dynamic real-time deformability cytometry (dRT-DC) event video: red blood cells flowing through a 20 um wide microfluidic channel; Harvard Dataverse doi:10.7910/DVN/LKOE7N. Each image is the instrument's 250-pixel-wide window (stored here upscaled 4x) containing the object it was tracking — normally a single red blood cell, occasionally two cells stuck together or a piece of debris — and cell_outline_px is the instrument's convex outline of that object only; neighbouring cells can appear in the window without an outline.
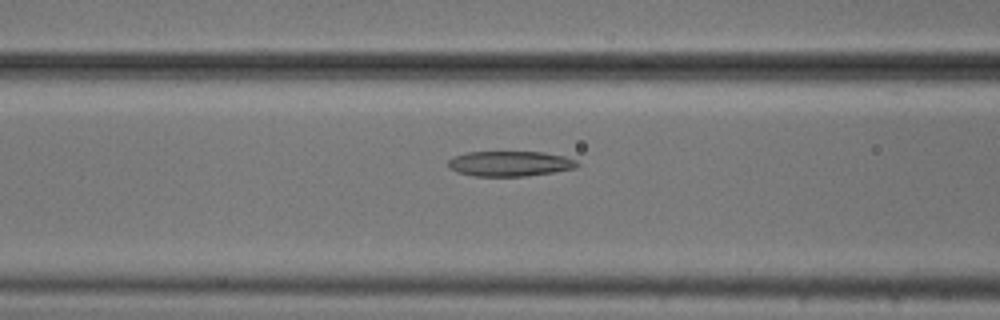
{"species": "common noctule bat (a hibernating species)", "species_latin": "Nyctalus noctula", "temperature_condition": "cold", "stored_images_in_passage": 14, "camera_frame_rate_fps": 3000, "um_per_image_px": 0.085, "animal": {"sex": "male", "body_mass_g": 20.5, "forearm_length_mm": 52.5}, "frame": {"image": 1, "passage_image": 8, "time_ms": 2.333, "image_size_px": [1000, 320], "cell_outline_px": [[580, 164], [576, 168], [552, 172], [524, 176], [472, 176], [456, 172], [448, 168], [448, 160], [452, 156], [468, 152], [544, 152], [564, 156], [576, 160]], "centroid_in_image_um": [43.31, 13.91], "position_along_channel_um": 123.3, "area_um2": 19.07}}
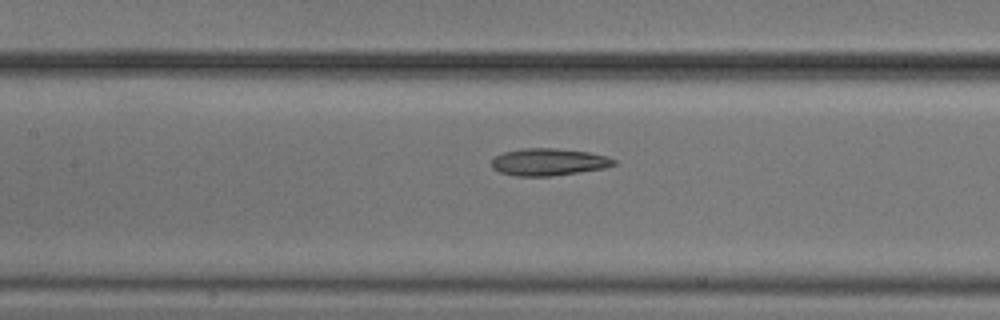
{"frame": {"image": 2, "passage_image": 11, "time_ms": 3.333, "image_size_px": [1000, 320], "cell_outline_px": [[616, 164], [604, 168], [552, 176], [516, 176], [500, 172], [492, 168], [492, 160], [496, 156], [504, 152], [520, 148], [552, 148], [588, 152], [608, 156], [616, 160]], "centroid_in_image_um": [46.63, 13.77], "position_along_channel_um": 160.8, "area_um2": 19.31}}